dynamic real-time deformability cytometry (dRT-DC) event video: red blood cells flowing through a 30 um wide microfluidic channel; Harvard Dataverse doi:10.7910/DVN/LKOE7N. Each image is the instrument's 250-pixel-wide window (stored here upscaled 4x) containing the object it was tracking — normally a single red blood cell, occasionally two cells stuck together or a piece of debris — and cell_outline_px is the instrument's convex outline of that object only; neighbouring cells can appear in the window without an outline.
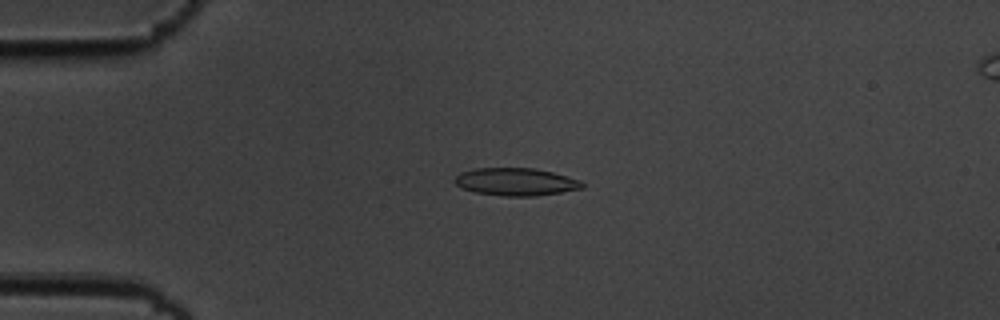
{"species": "common noctule bat (a hibernating species)", "species_latin": "Nyctalus noctula", "temperature_condition": "cold", "stored_images_in_passage": 56, "camera_frame_rate_fps": 3000, "um_per_image_px": 0.085, "animal": {"sex": "male", "body_mass_g": 19.5, "forearm_length_mm": 54.6}, "frame": {"image": 1, "passage_image": 14, "time_ms": 4.333, "image_size_px": [1000, 320], "cell_outline_px": [[584, 188], [536, 196], [504, 196], [476, 192], [460, 188], [452, 180], [460, 172], [476, 168], [532, 168], [552, 172], [580, 180], [584, 184]], "centroid_in_image_um": [43.82, 15.45], "position_along_channel_um": 41.2, "area_um2": 20.52}}
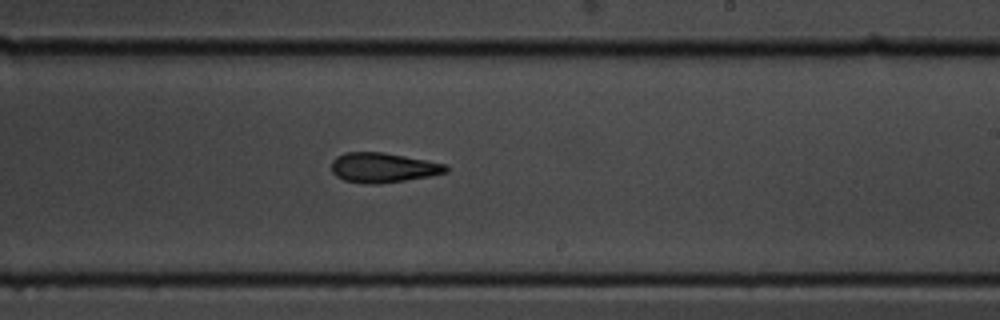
{"frame": {"image": 2, "passage_image": 34, "time_ms": 11.0, "image_size_px": [1000, 320], "cell_outline_px": [[448, 172], [428, 176], [380, 184], [364, 184], [344, 180], [336, 176], [332, 172], [332, 160], [336, 156], [344, 152], [384, 152], [444, 164], [448, 168]], "centroid_in_image_um": [32.5, 14.25], "position_along_channel_um": 256.5, "area_um2": 19.77}}
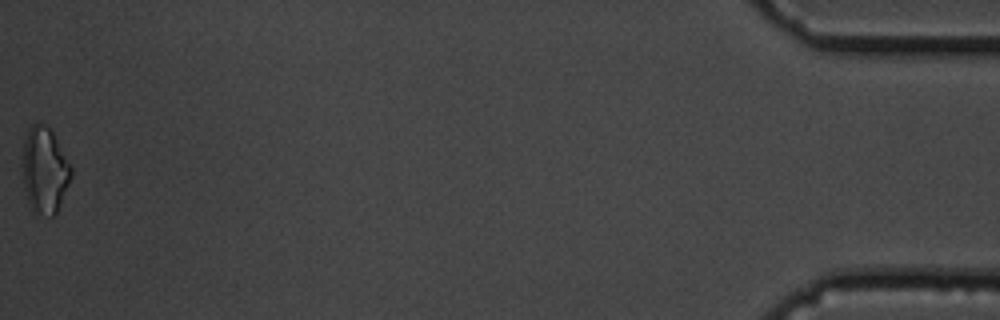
{"frame": {"image": 3, "passage_image": 56, "time_ms": 18.333, "image_size_px": [1000, 320], "cell_outline_px": [[72, 176], [56, 212], [52, 216], [36, 216], [32, 212], [24, 188], [20, 156], [24, 140], [28, 128], [36, 120], [44, 124], [52, 132], [72, 168]], "centroid_in_image_um": [3.74, 14.47], "position_along_channel_um": 431.5, "area_um2": 24.85}, "authors_computed_cell_mechanics": {"area_um2": 20.0277, "velocity_mm_per_s": 3.65, "shape_relaxation_time_tau1_ms": 3.2247, "shape_relaxation_time_tau2_ms": 5.9616, "deformation_change_tau1": 0.1193, "deformation_change_tau2": 0.1729}}